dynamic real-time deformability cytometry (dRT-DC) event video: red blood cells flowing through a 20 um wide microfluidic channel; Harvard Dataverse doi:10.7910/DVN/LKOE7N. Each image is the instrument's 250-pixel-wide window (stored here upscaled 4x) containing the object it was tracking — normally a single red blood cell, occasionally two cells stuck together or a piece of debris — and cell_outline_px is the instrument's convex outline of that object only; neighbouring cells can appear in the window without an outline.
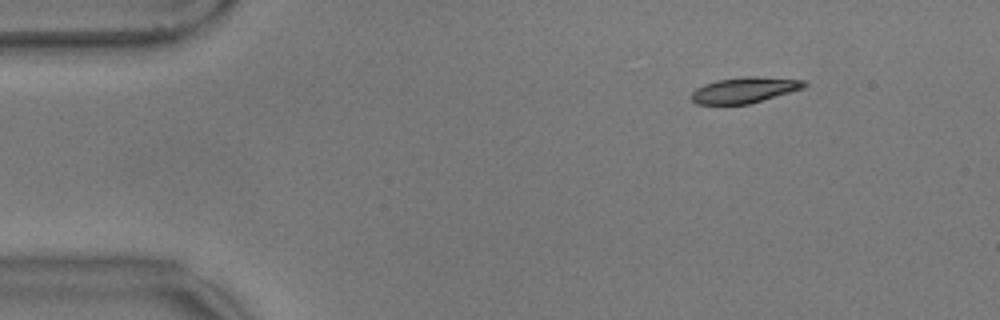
{"species": "common noctule bat (a hibernating species)", "species_latin": "Nyctalus noctula", "temperature_condition": "warm", "stored_images_in_passage": 53, "camera_frame_rate_fps": 3000, "um_per_image_px": 0.085, "animal": {"sex": "male", "body_mass_g": 17.9}, "frame": {"image": 1, "passage_image": 3, "time_ms": 0.667, "image_size_px": [1000, 320], "cell_outline_px": [[808, 84], [804, 88], [748, 104], [696, 104], [692, 100], [692, 92], [696, 88], [704, 84], [716, 80], [744, 76], [756, 76], [804, 80]], "centroid_in_image_um": [63.28, 7.64], "position_along_channel_um": 21.7, "area_um2": 16.88}}
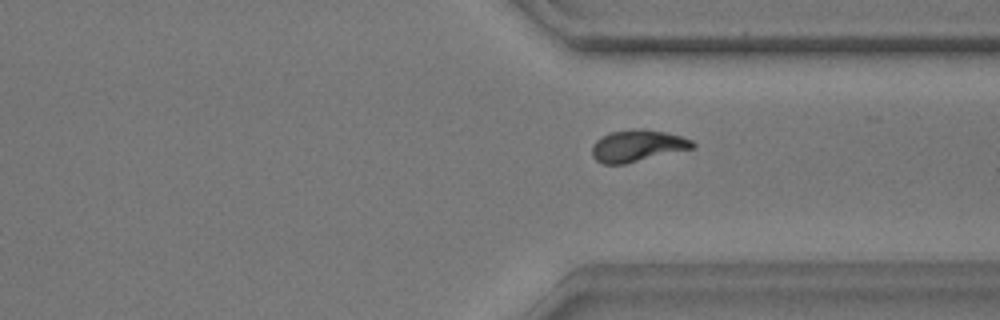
{"frame": {"image": 2, "passage_image": 38, "time_ms": 12.333, "image_size_px": [1000, 320], "cell_outline_px": [[696, 148], [624, 164], [604, 164], [596, 160], [592, 156], [592, 144], [600, 136], [612, 132], [640, 128], [644, 128], [664, 132], [680, 136], [692, 140], [696, 144]], "centroid_in_image_um": [54.19, 12.39], "position_along_channel_um": 357.2, "area_um2": 18.73}}
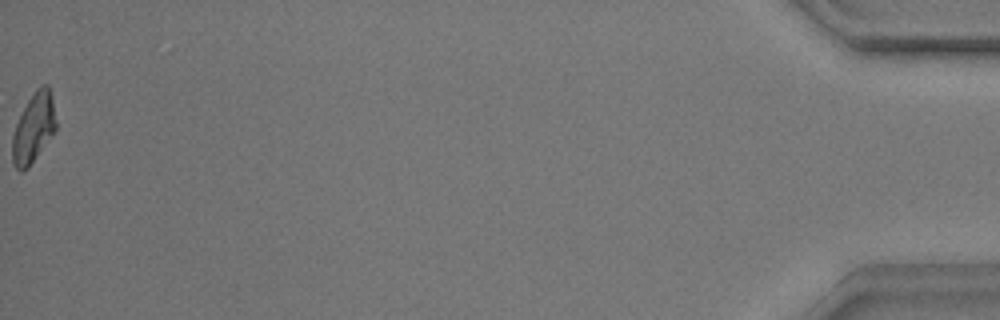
{"frame": {"image": 3, "passage_image": 53, "time_ms": 17.333, "image_size_px": [1000, 320], "cell_outline_px": [[56, 132], [28, 168], [24, 172], [20, 172], [12, 164], [12, 136], [16, 124], [28, 100], [36, 88], [40, 84], [48, 84], [52, 96], [56, 120]], "centroid_in_image_um": [2.86, 10.9], "position_along_channel_um": 432.3, "area_um2": 17.98}, "authors_computed_cell_mechanics": {"area_um2": 18.0336, "velocity_mm_per_s": 3.5315, "shape_relaxation_time_tau1_ms": 5.0746, "shape_relaxation_time_tau2_ms": 2.6518, "deformation_change_tau1": 0.1909, "deformation_change_tau2": 0.0764}}